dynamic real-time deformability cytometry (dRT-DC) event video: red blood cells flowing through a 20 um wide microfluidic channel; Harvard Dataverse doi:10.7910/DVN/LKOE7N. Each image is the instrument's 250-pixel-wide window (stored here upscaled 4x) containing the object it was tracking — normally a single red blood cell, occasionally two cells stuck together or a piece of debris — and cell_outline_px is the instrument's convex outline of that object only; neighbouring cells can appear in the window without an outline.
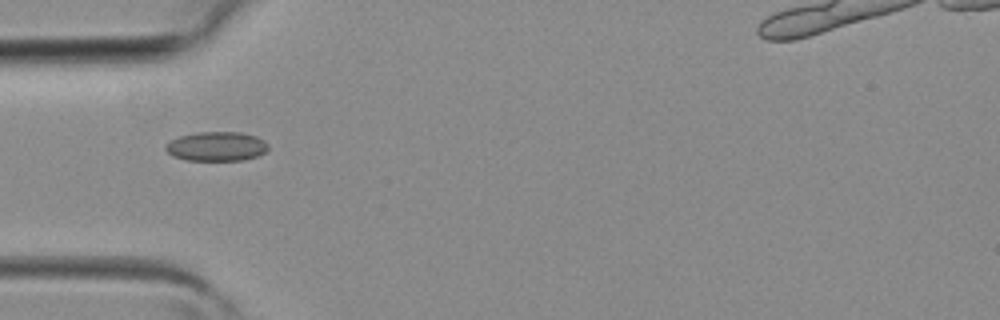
{"species": "common noctule bat (a hibernating species)", "species_latin": "Nyctalus noctula", "temperature_condition": "room temperature", "stored_images_in_passage": 2, "camera_frame_rate_fps": 3000, "um_per_image_px": 0.085, "animal": {"sex": "female", "body_mass_g": 19.3, "forearm_length_mm": 54.1}, "frame": {"image": 1, "passage_image": 1, "time_ms": 0.0, "image_size_px": [1000, 320], "cell_outline_px": [[268, 148], [260, 156], [244, 160], [184, 160], [172, 156], [164, 148], [164, 144], [180, 136], [196, 132], [240, 132], [256, 136], [264, 140], [268, 144]], "centroid_in_image_um": [18.4, 12.44], "position_along_channel_um": 66.6, "area_um2": 17.69}}
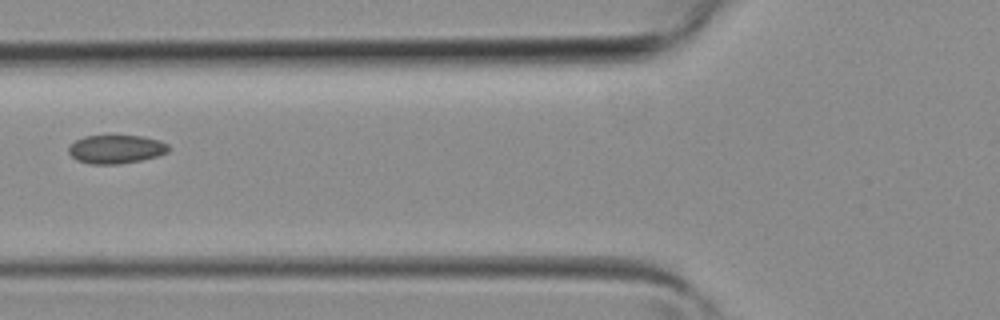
{"frame": {"image": 2, "passage_image": 2, "time_ms": 0.333, "image_size_px": [1000, 320], "cell_outline_px": [[168, 152], [156, 156], [140, 160], [116, 164], [88, 164], [76, 160], [68, 152], [68, 148], [76, 140], [84, 136], [144, 136], [160, 140], [168, 144]], "centroid_in_image_um": [9.85, 12.68], "position_along_channel_um": 116.0, "area_um2": 16.53}}